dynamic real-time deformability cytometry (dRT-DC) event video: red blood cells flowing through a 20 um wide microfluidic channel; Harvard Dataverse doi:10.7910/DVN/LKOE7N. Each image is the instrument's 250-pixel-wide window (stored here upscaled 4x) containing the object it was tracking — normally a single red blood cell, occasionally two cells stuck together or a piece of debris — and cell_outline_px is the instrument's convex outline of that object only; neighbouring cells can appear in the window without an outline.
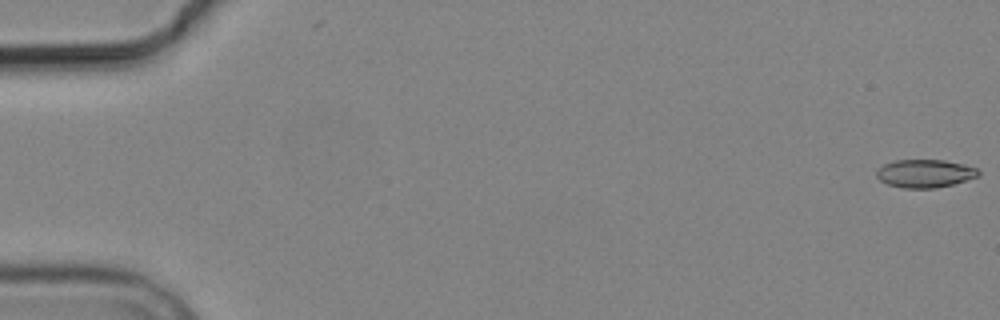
{"species": "common noctule bat (a hibernating species)", "species_latin": "Nyctalus noctula", "temperature_condition": "cold", "stored_images_in_passage": 5, "camera_frame_rate_fps": 3000, "um_per_image_px": 0.085, "animal": {"sex": "male", "body_mass_g": 19.2, "forearm_length_mm": 51.8}, "frame": {"image": 1, "passage_image": 1, "time_ms": 0.0, "image_size_px": [1000, 320], "cell_outline_px": [[980, 176], [952, 184], [936, 188], [904, 188], [888, 184], [880, 180], [876, 176], [876, 168], [884, 164], [896, 160], [944, 160], [964, 164], [976, 168], [980, 172]], "centroid_in_image_um": [78.61, 14.74], "position_along_channel_um": 6.4, "area_um2": 16.7}}